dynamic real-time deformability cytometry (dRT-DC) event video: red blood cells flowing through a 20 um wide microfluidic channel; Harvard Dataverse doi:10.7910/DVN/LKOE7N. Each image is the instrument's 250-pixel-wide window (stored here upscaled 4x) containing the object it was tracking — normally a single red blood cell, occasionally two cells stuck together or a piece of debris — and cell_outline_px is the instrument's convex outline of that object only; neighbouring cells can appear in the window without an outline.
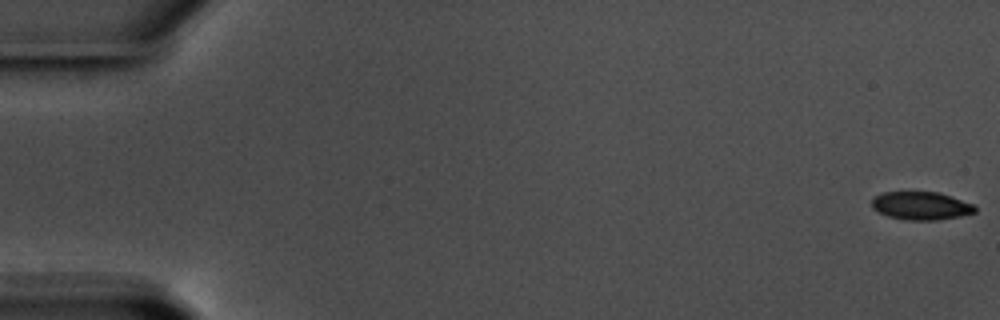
{"species": "common noctule bat (a hibernating species)", "species_latin": "Nyctalus noctula", "temperature_condition": "warm", "stored_images_in_passage": 14, "camera_frame_rate_fps": 3000, "um_per_image_px": 0.085, "animal": {"sex": "male", "body_mass_g": 17.5, "forearm_length_mm": 52.3}, "frame": {"image": 1, "passage_image": 1, "time_ms": 0.0, "image_size_px": [1000, 320], "cell_outline_px": [[976, 212], [960, 216], [940, 220], [908, 220], [888, 216], [872, 208], [872, 200], [876, 196], [884, 192], [940, 192], [976, 204]], "centroid_in_image_um": [78.35, 17.49], "position_along_channel_um": 6.6, "area_um2": 16.99}}